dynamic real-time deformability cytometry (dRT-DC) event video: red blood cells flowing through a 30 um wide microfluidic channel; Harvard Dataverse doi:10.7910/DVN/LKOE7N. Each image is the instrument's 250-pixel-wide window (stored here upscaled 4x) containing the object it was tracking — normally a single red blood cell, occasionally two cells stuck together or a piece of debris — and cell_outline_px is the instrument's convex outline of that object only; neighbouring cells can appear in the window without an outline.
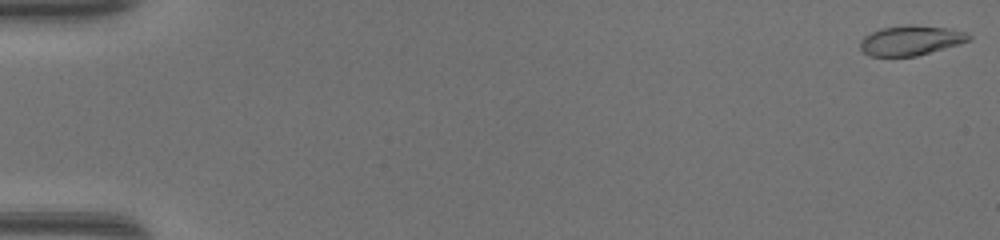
{"species": "common noctule bat (a hibernating species)", "species_latin": "Nyctalus noctula", "temperature_condition": "warm", "stored_images_in_passage": 49, "camera_frame_rate_fps": 3000, "um_per_image_px": 0.085, "animal": {"sex": "female", "body_mass_g": 17.0, "forearm_length_mm": 48.0}, "frame": {"image": 1, "passage_image": 1, "time_ms": 0.0, "image_size_px": [1000, 240], "cell_outline_px": [[972, 40], [960, 44], [916, 56], [868, 56], [860, 48], [860, 40], [864, 36], [880, 28], [904, 24], [912, 24], [948, 28], [968, 32], [972, 36]], "centroid_in_image_um": [77.44, 3.42], "position_along_channel_um": 7.6, "area_um2": 19.19}}
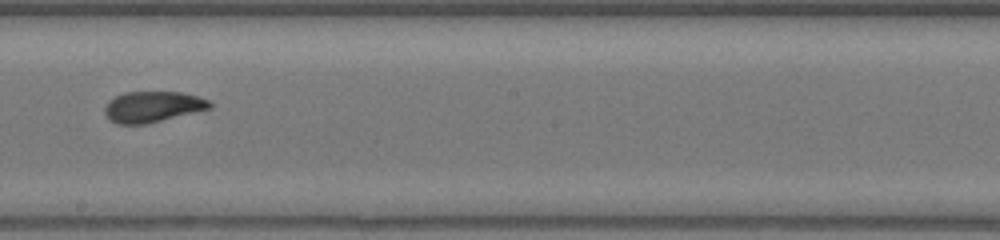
{"frame": {"image": 2, "passage_image": 29, "time_ms": 9.333, "image_size_px": [1000, 240], "cell_outline_px": [[212, 108], [144, 124], [116, 124], [108, 120], [104, 112], [104, 108], [108, 100], [124, 92], [180, 92], [196, 96], [208, 100], [212, 104]], "centroid_in_image_um": [12.92, 9.07], "position_along_channel_um": 235.3, "area_um2": 18.84}}
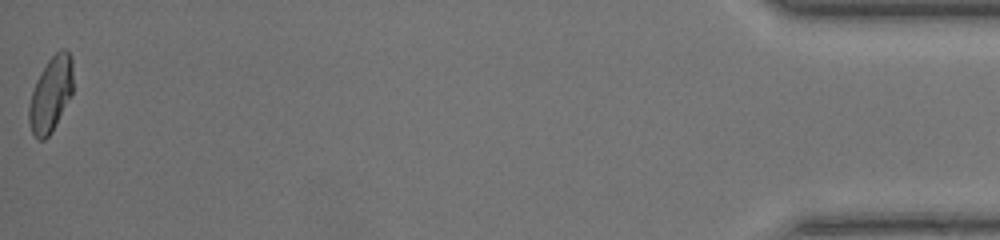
{"frame": {"image": 3, "passage_image": 49, "time_ms": 16.0, "image_size_px": [1000, 240], "cell_outline_px": [[72, 92], [52, 132], [44, 140], [36, 140], [32, 132], [28, 120], [28, 108], [32, 92], [36, 80], [40, 72], [48, 60], [60, 48], [64, 48], [72, 56]], "centroid_in_image_um": [4.3, 8.01], "position_along_channel_um": 430.9, "area_um2": 19.25}, "authors_computed_cell_mechanics": {"area_um2": 19.2474, "velocity_mm_per_s": 4.3591, "shape_relaxation_time_tau1_ms": 10.0467, "shape_relaxation_time_tau2_ms": 1.0051, "deformation_change_tau1": 0.2876, "deformation_change_tau2": 0.0533}}